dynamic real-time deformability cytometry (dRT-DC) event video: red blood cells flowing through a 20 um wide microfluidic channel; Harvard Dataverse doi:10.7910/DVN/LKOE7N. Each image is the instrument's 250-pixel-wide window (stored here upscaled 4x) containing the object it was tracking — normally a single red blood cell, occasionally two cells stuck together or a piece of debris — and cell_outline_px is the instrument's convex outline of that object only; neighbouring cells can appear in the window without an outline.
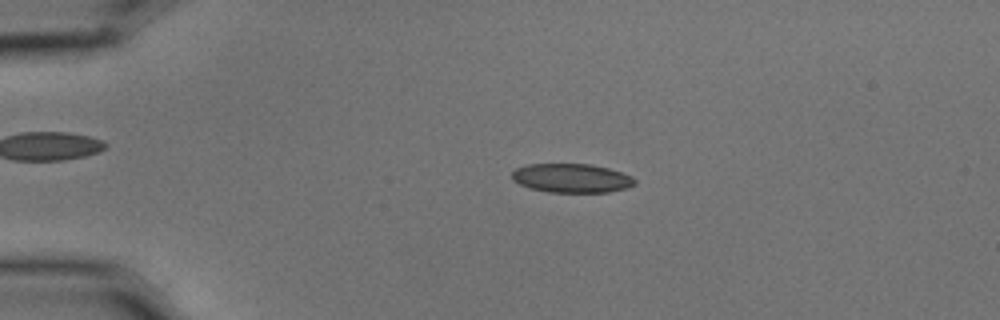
{"species": "common noctule bat (a hibernating species)", "species_latin": "Nyctalus noctula", "temperature_condition": "cold", "stored_images_in_passage": 56, "camera_frame_rate_fps": 3000, "um_per_image_px": 0.085, "animal": {"sex": "male", "body_mass_g": 15.6}, "frame": {"image": 1, "passage_image": 12, "time_ms": 3.667, "image_size_px": [1000, 320], "cell_outline_px": [[636, 184], [628, 188], [608, 192], [548, 192], [532, 188], [520, 184], [512, 180], [512, 172], [516, 168], [528, 164], [592, 164], [608, 168], [632, 176], [636, 180]], "centroid_in_image_um": [48.61, 15.14], "position_along_channel_um": 36.4, "area_um2": 20.75}}
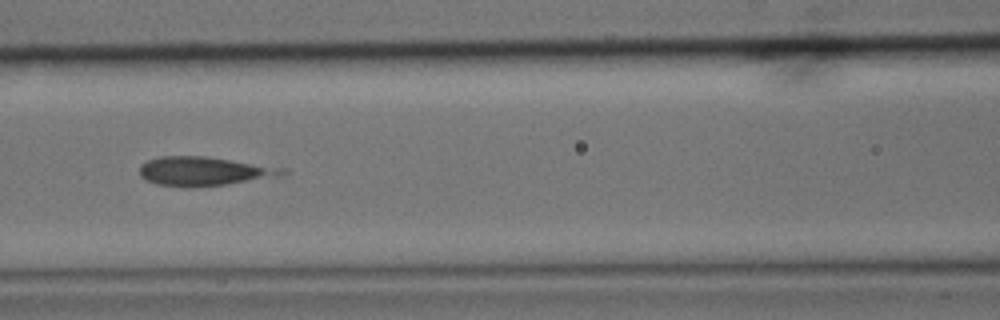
{"frame": {"image": 2, "passage_image": 25, "time_ms": 8.0, "image_size_px": [1000, 320], "cell_outline_px": [[288, 172], [280, 176], [224, 184], [192, 188], [156, 184], [144, 180], [140, 176], [140, 164], [148, 160], [160, 156], [204, 156], [284, 168]], "centroid_in_image_um": [17.27, 14.56], "position_along_channel_um": 149.3, "area_um2": 23.99}}
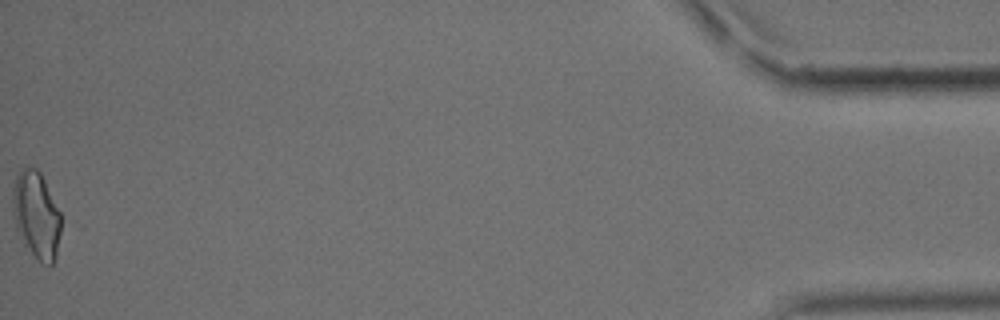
{"frame": {"image": 3, "passage_image": 56, "time_ms": 18.333, "image_size_px": [1000, 320], "cell_outline_px": [[60, 232], [56, 256], [52, 264], [48, 264], [40, 260], [32, 252], [16, 224], [12, 196], [12, 192], [16, 176], [20, 168], [24, 164], [28, 164], [36, 168], [40, 172], [60, 212]], "centroid_in_image_um": [3.1, 18.15], "position_along_channel_um": 432.1, "area_um2": 23.64}}